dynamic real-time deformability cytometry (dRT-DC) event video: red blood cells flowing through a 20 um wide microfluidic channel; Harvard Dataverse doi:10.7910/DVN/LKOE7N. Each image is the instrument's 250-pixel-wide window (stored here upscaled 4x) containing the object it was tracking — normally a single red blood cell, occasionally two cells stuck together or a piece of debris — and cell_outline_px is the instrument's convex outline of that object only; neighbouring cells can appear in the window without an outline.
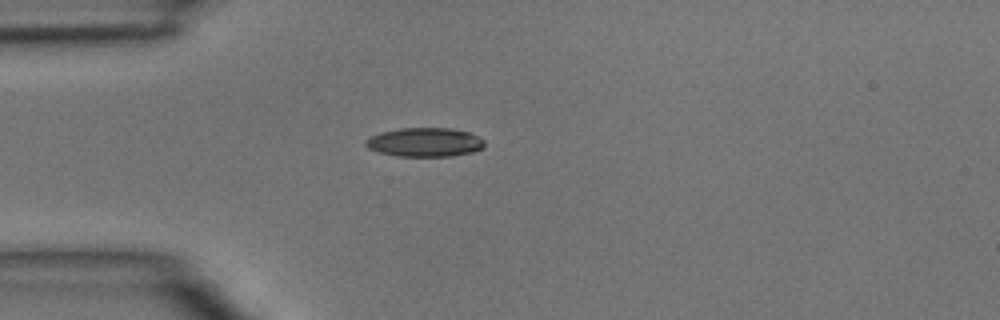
{"species": "common noctule bat (a hibernating species)", "species_latin": "Nyctalus noctula", "temperature_condition": "room temperature", "stored_images_in_passage": 1, "camera_frame_rate_fps": 3000, "um_per_image_px": 0.085, "animal": {"sex": "male", "body_mass_g": 15.6}, "frame": {"image": 1, "passage_image": 1, "time_ms": 0.0, "image_size_px": [1000, 320], "cell_outline_px": [[484, 148], [472, 152], [452, 156], [396, 156], [380, 152], [368, 148], [364, 144], [364, 140], [380, 132], [400, 128], [452, 128], [468, 132], [484, 140]], "centroid_in_image_um": [36.1, 12.09], "position_along_channel_um": 48.9, "area_um2": 20.06}}